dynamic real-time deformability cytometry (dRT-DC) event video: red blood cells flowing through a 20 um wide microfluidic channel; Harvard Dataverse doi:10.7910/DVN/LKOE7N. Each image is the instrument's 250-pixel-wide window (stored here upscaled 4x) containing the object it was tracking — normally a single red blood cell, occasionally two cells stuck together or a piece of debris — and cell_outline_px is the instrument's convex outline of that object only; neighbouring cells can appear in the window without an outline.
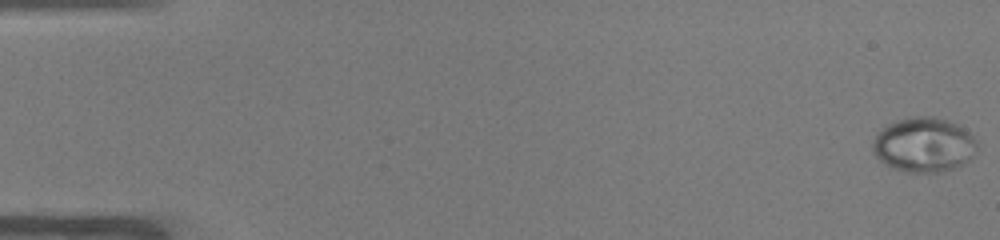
{"species": "common noctule bat (a hibernating species)", "species_latin": "Nyctalus noctula", "temperature_condition": "warm", "stored_images_in_passage": 52, "camera_frame_rate_fps": 3000, "um_per_image_px": 0.085, "animal": {"sex": "male", "body_mass_g": 19.0, "forearm_length_mm": 50.8}, "frame": {"image": 1, "passage_image": 1, "time_ms": 0.0, "image_size_px": [1000, 240], "cell_outline_px": [[980, 148], [964, 164], [956, 168], [940, 172], [908, 172], [888, 168], [872, 152], [872, 144], [880, 128], [884, 124], [896, 120], [912, 116], [936, 116], [948, 120], [964, 128], [976, 140]], "centroid_in_image_um": [78.51, 12.3], "position_along_channel_um": 6.5, "area_um2": 33.93}}
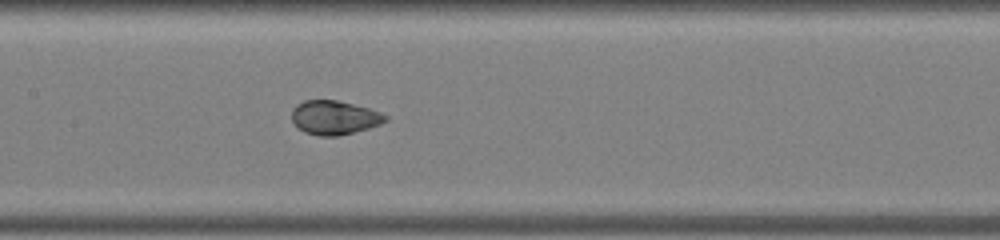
{"frame": {"image": 2, "passage_image": 26, "time_ms": 8.333, "image_size_px": [1000, 240], "cell_outline_px": [[388, 120], [380, 124], [368, 128], [340, 136], [320, 136], [304, 132], [292, 120], [292, 108], [296, 104], [304, 100], [336, 100], [368, 108], [380, 112], [388, 116]], "centroid_in_image_um": [28.42, 9.99], "position_along_channel_um": 179.0, "area_um2": 18.5}}
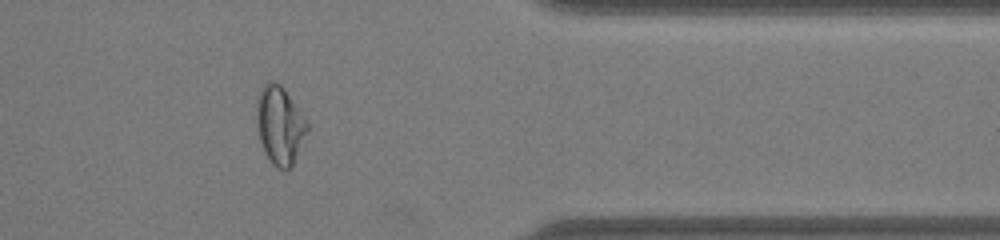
{"frame": {"image": 3, "passage_image": 43, "time_ms": 14.0, "image_size_px": [1000, 240], "cell_outline_px": [[308, 128], [292, 164], [288, 168], [276, 168], [272, 164], [264, 152], [260, 140], [256, 124], [256, 100], [260, 88], [268, 80], [276, 80], [284, 88], [308, 120]], "centroid_in_image_um": [23.75, 10.57], "position_along_channel_um": 387.6, "area_um2": 23.12}, "authors_computed_cell_mechanics": {"area_um2": 22.831, "velocity_mm_per_s": 3.9301, "shape_relaxation_time_tau1_ms": 9.0438, "shape_relaxation_time_tau2_ms": null, "deformation_change_tau1": 0.2601, "deformation_change_tau2": null}}